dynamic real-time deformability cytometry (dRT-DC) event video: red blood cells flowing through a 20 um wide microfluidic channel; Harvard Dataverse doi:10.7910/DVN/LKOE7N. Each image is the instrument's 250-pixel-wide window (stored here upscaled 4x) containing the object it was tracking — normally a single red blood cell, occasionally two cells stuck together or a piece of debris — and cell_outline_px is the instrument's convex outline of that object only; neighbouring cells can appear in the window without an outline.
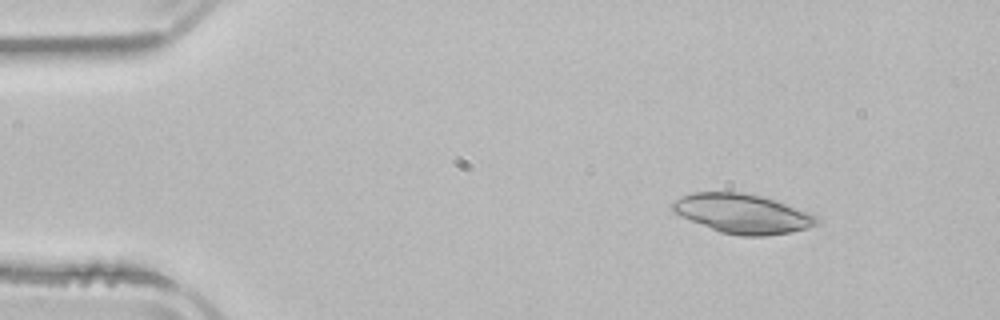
{"species": "common noctule bat (a hibernating species)", "species_latin": "Nyctalus noctula", "temperature_condition": "room temperature", "stored_images_in_passage": 5, "segment_of_instrument_passage": [1, 2], "camera_frame_rate_fps": 3000, "um_per_image_px": 0.085, "animal": {"sex": "male", "body_mass_g": 21.5, "forearm_length_mm": 52.0}, "frame": {"image": 1, "passage_image": 2, "time_ms": 1.667, "image_size_px": [1000, 320], "cell_outline_px": [[820, 224], [792, 232], [764, 236], [740, 236], [720, 232], [680, 216], [672, 212], [672, 204], [676, 200], [692, 192], [744, 192], [776, 200], [820, 216]], "centroid_in_image_um": [63.16, 18.17], "position_along_channel_um": 21.8, "area_um2": 33.23}}